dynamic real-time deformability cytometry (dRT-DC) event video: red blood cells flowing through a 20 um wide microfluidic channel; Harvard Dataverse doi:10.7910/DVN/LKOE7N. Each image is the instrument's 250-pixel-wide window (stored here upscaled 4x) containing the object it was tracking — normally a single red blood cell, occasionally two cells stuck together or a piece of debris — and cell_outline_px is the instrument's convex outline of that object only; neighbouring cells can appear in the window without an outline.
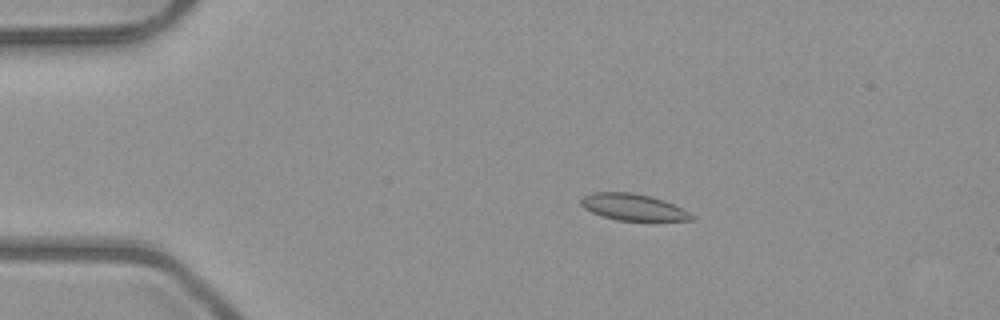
{"species": "common noctule bat (a hibernating species)", "species_latin": "Nyctalus noctula", "temperature_condition": "room temperature", "stored_images_in_passage": 7, "camera_frame_rate_fps": 3000, "um_per_image_px": 0.085, "animal": {"sex": "male", "body_mass_g": 23.1, "forearm_length_mm": 52.7}, "frame": {"image": 1, "passage_image": 4, "time_ms": 3.333, "image_size_px": [1000, 320], "cell_outline_px": [[696, 216], [692, 220], [616, 220], [592, 212], [584, 208], [580, 204], [580, 200], [584, 196], [592, 192], [632, 192], [652, 196], [664, 200]], "centroid_in_image_um": [53.79, 17.59], "position_along_channel_um": 31.2, "area_um2": 16.94}}
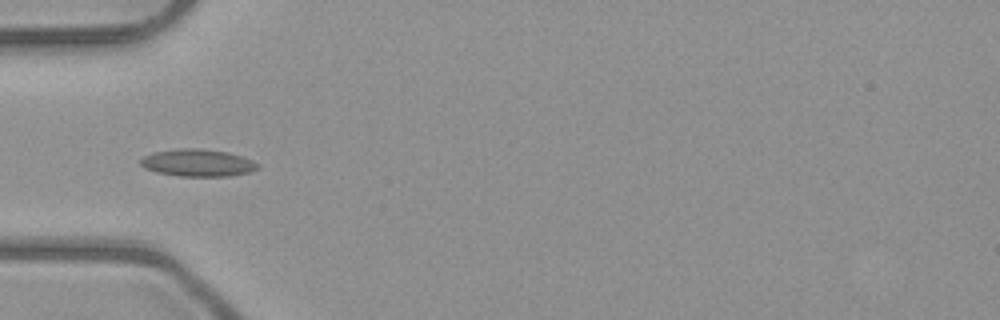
{"frame": {"image": 2, "passage_image": 6, "time_ms": 5.667, "image_size_px": [1000, 320], "cell_outline_px": [[260, 168], [252, 172], [228, 176], [180, 176], [156, 172], [144, 168], [140, 164], [140, 160], [144, 156], [152, 152], [176, 148], [204, 148], [228, 152], [252, 160], [260, 164]], "centroid_in_image_um": [16.82, 13.83], "position_along_channel_um": 68.2, "area_um2": 18.9}}
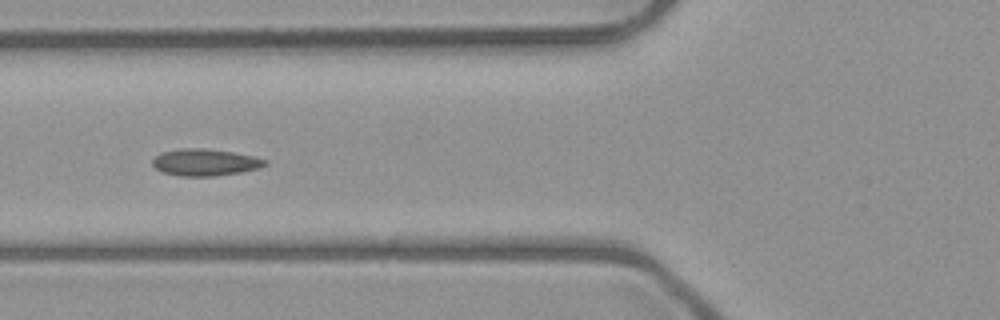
{"frame": {"image": 3, "passage_image": 7, "time_ms": 6.667, "image_size_px": [1000, 320], "cell_outline_px": [[268, 164], [260, 168], [240, 172], [216, 176], [180, 176], [160, 172], [152, 164], [152, 160], [160, 152], [180, 148], [204, 148], [232, 152], [252, 156], [268, 160]], "centroid_in_image_um": [17.41, 13.8], "position_along_channel_um": 108.4, "area_um2": 17.74}}